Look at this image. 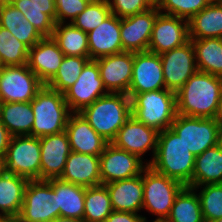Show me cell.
Segmentation results:
<instances>
[{"instance_id":"46","label":"cell","mask_w":222,"mask_h":222,"mask_svg":"<svg viewBox=\"0 0 222 222\" xmlns=\"http://www.w3.org/2000/svg\"><path fill=\"white\" fill-rule=\"evenodd\" d=\"M37 6H55L54 0H31Z\"/></svg>"},{"instance_id":"32","label":"cell","mask_w":222,"mask_h":222,"mask_svg":"<svg viewBox=\"0 0 222 222\" xmlns=\"http://www.w3.org/2000/svg\"><path fill=\"white\" fill-rule=\"evenodd\" d=\"M191 42L198 71L222 77V38H203Z\"/></svg>"},{"instance_id":"37","label":"cell","mask_w":222,"mask_h":222,"mask_svg":"<svg viewBox=\"0 0 222 222\" xmlns=\"http://www.w3.org/2000/svg\"><path fill=\"white\" fill-rule=\"evenodd\" d=\"M28 54L29 47L0 26V66L27 64Z\"/></svg>"},{"instance_id":"9","label":"cell","mask_w":222,"mask_h":222,"mask_svg":"<svg viewBox=\"0 0 222 222\" xmlns=\"http://www.w3.org/2000/svg\"><path fill=\"white\" fill-rule=\"evenodd\" d=\"M43 86L27 64L0 67V102H31Z\"/></svg>"},{"instance_id":"41","label":"cell","mask_w":222,"mask_h":222,"mask_svg":"<svg viewBox=\"0 0 222 222\" xmlns=\"http://www.w3.org/2000/svg\"><path fill=\"white\" fill-rule=\"evenodd\" d=\"M92 0H54L56 8V24L72 23Z\"/></svg>"},{"instance_id":"45","label":"cell","mask_w":222,"mask_h":222,"mask_svg":"<svg viewBox=\"0 0 222 222\" xmlns=\"http://www.w3.org/2000/svg\"><path fill=\"white\" fill-rule=\"evenodd\" d=\"M214 119L218 123L222 122V91H221V94H220V98H219V102H218L216 113L214 115Z\"/></svg>"},{"instance_id":"22","label":"cell","mask_w":222,"mask_h":222,"mask_svg":"<svg viewBox=\"0 0 222 222\" xmlns=\"http://www.w3.org/2000/svg\"><path fill=\"white\" fill-rule=\"evenodd\" d=\"M121 18L111 14L96 29L87 33L89 58H97L123 52L121 41Z\"/></svg>"},{"instance_id":"23","label":"cell","mask_w":222,"mask_h":222,"mask_svg":"<svg viewBox=\"0 0 222 222\" xmlns=\"http://www.w3.org/2000/svg\"><path fill=\"white\" fill-rule=\"evenodd\" d=\"M59 179L86 188L101 185L99 156L72 151Z\"/></svg>"},{"instance_id":"24","label":"cell","mask_w":222,"mask_h":222,"mask_svg":"<svg viewBox=\"0 0 222 222\" xmlns=\"http://www.w3.org/2000/svg\"><path fill=\"white\" fill-rule=\"evenodd\" d=\"M113 211L137 213L143 207V171L129 179L105 184Z\"/></svg>"},{"instance_id":"3","label":"cell","mask_w":222,"mask_h":222,"mask_svg":"<svg viewBox=\"0 0 222 222\" xmlns=\"http://www.w3.org/2000/svg\"><path fill=\"white\" fill-rule=\"evenodd\" d=\"M90 126L109 143L131 117V99L125 93L101 96L79 112Z\"/></svg>"},{"instance_id":"20","label":"cell","mask_w":222,"mask_h":222,"mask_svg":"<svg viewBox=\"0 0 222 222\" xmlns=\"http://www.w3.org/2000/svg\"><path fill=\"white\" fill-rule=\"evenodd\" d=\"M65 131L73 152L100 156L109 143L79 112L70 114Z\"/></svg>"},{"instance_id":"42","label":"cell","mask_w":222,"mask_h":222,"mask_svg":"<svg viewBox=\"0 0 222 222\" xmlns=\"http://www.w3.org/2000/svg\"><path fill=\"white\" fill-rule=\"evenodd\" d=\"M111 14L119 18L145 12L154 5L149 0H107Z\"/></svg>"},{"instance_id":"35","label":"cell","mask_w":222,"mask_h":222,"mask_svg":"<svg viewBox=\"0 0 222 222\" xmlns=\"http://www.w3.org/2000/svg\"><path fill=\"white\" fill-rule=\"evenodd\" d=\"M112 212L110 195L105 185L86 188L83 214L85 222H104Z\"/></svg>"},{"instance_id":"15","label":"cell","mask_w":222,"mask_h":222,"mask_svg":"<svg viewBox=\"0 0 222 222\" xmlns=\"http://www.w3.org/2000/svg\"><path fill=\"white\" fill-rule=\"evenodd\" d=\"M165 88L160 55L150 52L133 53L132 80L128 90L130 99L135 94Z\"/></svg>"},{"instance_id":"48","label":"cell","mask_w":222,"mask_h":222,"mask_svg":"<svg viewBox=\"0 0 222 222\" xmlns=\"http://www.w3.org/2000/svg\"><path fill=\"white\" fill-rule=\"evenodd\" d=\"M217 145L222 147V122L218 123Z\"/></svg>"},{"instance_id":"19","label":"cell","mask_w":222,"mask_h":222,"mask_svg":"<svg viewBox=\"0 0 222 222\" xmlns=\"http://www.w3.org/2000/svg\"><path fill=\"white\" fill-rule=\"evenodd\" d=\"M40 180L59 178L72 152L66 131L40 137Z\"/></svg>"},{"instance_id":"21","label":"cell","mask_w":222,"mask_h":222,"mask_svg":"<svg viewBox=\"0 0 222 222\" xmlns=\"http://www.w3.org/2000/svg\"><path fill=\"white\" fill-rule=\"evenodd\" d=\"M64 56L52 37H43L29 48L27 65L46 85L55 76Z\"/></svg>"},{"instance_id":"2","label":"cell","mask_w":222,"mask_h":222,"mask_svg":"<svg viewBox=\"0 0 222 222\" xmlns=\"http://www.w3.org/2000/svg\"><path fill=\"white\" fill-rule=\"evenodd\" d=\"M195 155L171 129L159 132L157 151L149 164L156 172L189 187L192 181Z\"/></svg>"},{"instance_id":"52","label":"cell","mask_w":222,"mask_h":222,"mask_svg":"<svg viewBox=\"0 0 222 222\" xmlns=\"http://www.w3.org/2000/svg\"><path fill=\"white\" fill-rule=\"evenodd\" d=\"M144 222H148V221H144ZM151 222H165V221H155V220H153Z\"/></svg>"},{"instance_id":"16","label":"cell","mask_w":222,"mask_h":222,"mask_svg":"<svg viewBox=\"0 0 222 222\" xmlns=\"http://www.w3.org/2000/svg\"><path fill=\"white\" fill-rule=\"evenodd\" d=\"M188 41V21L160 12L153 26L148 51L160 55L180 47Z\"/></svg>"},{"instance_id":"18","label":"cell","mask_w":222,"mask_h":222,"mask_svg":"<svg viewBox=\"0 0 222 222\" xmlns=\"http://www.w3.org/2000/svg\"><path fill=\"white\" fill-rule=\"evenodd\" d=\"M95 61L106 90L128 94L132 80L133 52L123 51L97 58Z\"/></svg>"},{"instance_id":"10","label":"cell","mask_w":222,"mask_h":222,"mask_svg":"<svg viewBox=\"0 0 222 222\" xmlns=\"http://www.w3.org/2000/svg\"><path fill=\"white\" fill-rule=\"evenodd\" d=\"M170 128L195 156L217 145L218 122L214 118L177 114Z\"/></svg>"},{"instance_id":"36","label":"cell","mask_w":222,"mask_h":222,"mask_svg":"<svg viewBox=\"0 0 222 222\" xmlns=\"http://www.w3.org/2000/svg\"><path fill=\"white\" fill-rule=\"evenodd\" d=\"M90 58L77 56H64L55 76L46 84L53 90L64 93L78 79L84 66Z\"/></svg>"},{"instance_id":"4","label":"cell","mask_w":222,"mask_h":222,"mask_svg":"<svg viewBox=\"0 0 222 222\" xmlns=\"http://www.w3.org/2000/svg\"><path fill=\"white\" fill-rule=\"evenodd\" d=\"M31 107L34 116L31 136L40 138L65 131L72 112L63 93L44 85L31 101Z\"/></svg>"},{"instance_id":"7","label":"cell","mask_w":222,"mask_h":222,"mask_svg":"<svg viewBox=\"0 0 222 222\" xmlns=\"http://www.w3.org/2000/svg\"><path fill=\"white\" fill-rule=\"evenodd\" d=\"M40 162V138L12 136L1 166L4 171L28 180H40Z\"/></svg>"},{"instance_id":"17","label":"cell","mask_w":222,"mask_h":222,"mask_svg":"<svg viewBox=\"0 0 222 222\" xmlns=\"http://www.w3.org/2000/svg\"><path fill=\"white\" fill-rule=\"evenodd\" d=\"M160 12L156 5L149 10L121 18V41L123 51H148L155 20Z\"/></svg>"},{"instance_id":"12","label":"cell","mask_w":222,"mask_h":222,"mask_svg":"<svg viewBox=\"0 0 222 222\" xmlns=\"http://www.w3.org/2000/svg\"><path fill=\"white\" fill-rule=\"evenodd\" d=\"M100 77L98 64L90 60L83 68L77 81L63 94L71 112H80L95 100L108 94Z\"/></svg>"},{"instance_id":"39","label":"cell","mask_w":222,"mask_h":222,"mask_svg":"<svg viewBox=\"0 0 222 222\" xmlns=\"http://www.w3.org/2000/svg\"><path fill=\"white\" fill-rule=\"evenodd\" d=\"M111 15L107 0H92L86 9L79 14L72 24L83 32L96 29Z\"/></svg>"},{"instance_id":"6","label":"cell","mask_w":222,"mask_h":222,"mask_svg":"<svg viewBox=\"0 0 222 222\" xmlns=\"http://www.w3.org/2000/svg\"><path fill=\"white\" fill-rule=\"evenodd\" d=\"M185 186L156 172L147 165L143 169V207L155 221H165L170 214L176 196Z\"/></svg>"},{"instance_id":"11","label":"cell","mask_w":222,"mask_h":222,"mask_svg":"<svg viewBox=\"0 0 222 222\" xmlns=\"http://www.w3.org/2000/svg\"><path fill=\"white\" fill-rule=\"evenodd\" d=\"M159 132L151 127L139 122L134 116L126 121L119 129L116 137L111 143L120 149L126 150L129 153L137 155L141 160H144L149 165L156 154ZM152 152V159L145 161L144 155Z\"/></svg>"},{"instance_id":"13","label":"cell","mask_w":222,"mask_h":222,"mask_svg":"<svg viewBox=\"0 0 222 222\" xmlns=\"http://www.w3.org/2000/svg\"><path fill=\"white\" fill-rule=\"evenodd\" d=\"M165 88L177 92L195 74V50L191 40L184 45L160 54Z\"/></svg>"},{"instance_id":"30","label":"cell","mask_w":222,"mask_h":222,"mask_svg":"<svg viewBox=\"0 0 222 222\" xmlns=\"http://www.w3.org/2000/svg\"><path fill=\"white\" fill-rule=\"evenodd\" d=\"M0 121L12 136H31L34 123L31 102H0Z\"/></svg>"},{"instance_id":"49","label":"cell","mask_w":222,"mask_h":222,"mask_svg":"<svg viewBox=\"0 0 222 222\" xmlns=\"http://www.w3.org/2000/svg\"><path fill=\"white\" fill-rule=\"evenodd\" d=\"M0 222H18V220L10 216H0Z\"/></svg>"},{"instance_id":"31","label":"cell","mask_w":222,"mask_h":222,"mask_svg":"<svg viewBox=\"0 0 222 222\" xmlns=\"http://www.w3.org/2000/svg\"><path fill=\"white\" fill-rule=\"evenodd\" d=\"M52 38L65 56L89 58V44L86 32L75 27L72 23L55 24Z\"/></svg>"},{"instance_id":"5","label":"cell","mask_w":222,"mask_h":222,"mask_svg":"<svg viewBox=\"0 0 222 222\" xmlns=\"http://www.w3.org/2000/svg\"><path fill=\"white\" fill-rule=\"evenodd\" d=\"M132 116L158 132L170 128L177 115L176 93L154 90L135 94L131 98Z\"/></svg>"},{"instance_id":"34","label":"cell","mask_w":222,"mask_h":222,"mask_svg":"<svg viewBox=\"0 0 222 222\" xmlns=\"http://www.w3.org/2000/svg\"><path fill=\"white\" fill-rule=\"evenodd\" d=\"M165 222H204L197 192L185 186L176 196Z\"/></svg>"},{"instance_id":"28","label":"cell","mask_w":222,"mask_h":222,"mask_svg":"<svg viewBox=\"0 0 222 222\" xmlns=\"http://www.w3.org/2000/svg\"><path fill=\"white\" fill-rule=\"evenodd\" d=\"M222 183V147L216 145L195 157L189 187Z\"/></svg>"},{"instance_id":"44","label":"cell","mask_w":222,"mask_h":222,"mask_svg":"<svg viewBox=\"0 0 222 222\" xmlns=\"http://www.w3.org/2000/svg\"><path fill=\"white\" fill-rule=\"evenodd\" d=\"M12 135L0 121V163L3 161Z\"/></svg>"},{"instance_id":"14","label":"cell","mask_w":222,"mask_h":222,"mask_svg":"<svg viewBox=\"0 0 222 222\" xmlns=\"http://www.w3.org/2000/svg\"><path fill=\"white\" fill-rule=\"evenodd\" d=\"M101 184L133 178L147 166L137 155L108 143L99 156Z\"/></svg>"},{"instance_id":"38","label":"cell","mask_w":222,"mask_h":222,"mask_svg":"<svg viewBox=\"0 0 222 222\" xmlns=\"http://www.w3.org/2000/svg\"><path fill=\"white\" fill-rule=\"evenodd\" d=\"M192 188L196 192L200 191L197 195L200 200L204 222H212L222 218V183L194 186Z\"/></svg>"},{"instance_id":"29","label":"cell","mask_w":222,"mask_h":222,"mask_svg":"<svg viewBox=\"0 0 222 222\" xmlns=\"http://www.w3.org/2000/svg\"><path fill=\"white\" fill-rule=\"evenodd\" d=\"M51 186L57 194L60 217L83 219L86 187L59 178H52Z\"/></svg>"},{"instance_id":"27","label":"cell","mask_w":222,"mask_h":222,"mask_svg":"<svg viewBox=\"0 0 222 222\" xmlns=\"http://www.w3.org/2000/svg\"><path fill=\"white\" fill-rule=\"evenodd\" d=\"M0 26L32 48L43 36L9 1H0Z\"/></svg>"},{"instance_id":"1","label":"cell","mask_w":222,"mask_h":222,"mask_svg":"<svg viewBox=\"0 0 222 222\" xmlns=\"http://www.w3.org/2000/svg\"><path fill=\"white\" fill-rule=\"evenodd\" d=\"M222 91V77L197 71L176 93L177 114L214 118Z\"/></svg>"},{"instance_id":"50","label":"cell","mask_w":222,"mask_h":222,"mask_svg":"<svg viewBox=\"0 0 222 222\" xmlns=\"http://www.w3.org/2000/svg\"><path fill=\"white\" fill-rule=\"evenodd\" d=\"M153 5H157L160 0H149Z\"/></svg>"},{"instance_id":"47","label":"cell","mask_w":222,"mask_h":222,"mask_svg":"<svg viewBox=\"0 0 222 222\" xmlns=\"http://www.w3.org/2000/svg\"><path fill=\"white\" fill-rule=\"evenodd\" d=\"M51 222H85L83 219L56 217Z\"/></svg>"},{"instance_id":"33","label":"cell","mask_w":222,"mask_h":222,"mask_svg":"<svg viewBox=\"0 0 222 222\" xmlns=\"http://www.w3.org/2000/svg\"><path fill=\"white\" fill-rule=\"evenodd\" d=\"M43 37H52L56 24L55 6H37L31 0H9Z\"/></svg>"},{"instance_id":"25","label":"cell","mask_w":222,"mask_h":222,"mask_svg":"<svg viewBox=\"0 0 222 222\" xmlns=\"http://www.w3.org/2000/svg\"><path fill=\"white\" fill-rule=\"evenodd\" d=\"M28 182L14 173L0 171V216H19Z\"/></svg>"},{"instance_id":"43","label":"cell","mask_w":222,"mask_h":222,"mask_svg":"<svg viewBox=\"0 0 222 222\" xmlns=\"http://www.w3.org/2000/svg\"><path fill=\"white\" fill-rule=\"evenodd\" d=\"M147 217L130 212L113 211L104 222H144Z\"/></svg>"},{"instance_id":"26","label":"cell","mask_w":222,"mask_h":222,"mask_svg":"<svg viewBox=\"0 0 222 222\" xmlns=\"http://www.w3.org/2000/svg\"><path fill=\"white\" fill-rule=\"evenodd\" d=\"M189 40L222 38V0H213L188 21Z\"/></svg>"},{"instance_id":"51","label":"cell","mask_w":222,"mask_h":222,"mask_svg":"<svg viewBox=\"0 0 222 222\" xmlns=\"http://www.w3.org/2000/svg\"><path fill=\"white\" fill-rule=\"evenodd\" d=\"M212 222H222V218L217 219V220H214V221H212Z\"/></svg>"},{"instance_id":"8","label":"cell","mask_w":222,"mask_h":222,"mask_svg":"<svg viewBox=\"0 0 222 222\" xmlns=\"http://www.w3.org/2000/svg\"><path fill=\"white\" fill-rule=\"evenodd\" d=\"M60 217L57 194L49 180H29L18 222H51Z\"/></svg>"},{"instance_id":"40","label":"cell","mask_w":222,"mask_h":222,"mask_svg":"<svg viewBox=\"0 0 222 222\" xmlns=\"http://www.w3.org/2000/svg\"><path fill=\"white\" fill-rule=\"evenodd\" d=\"M213 0H160L157 3L158 11L168 15H174L189 21Z\"/></svg>"}]
</instances>
